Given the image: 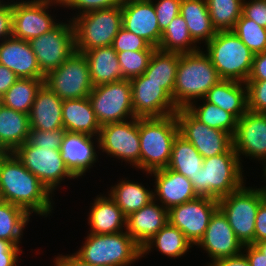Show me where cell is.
Returning <instances> with one entry per match:
<instances>
[{"mask_svg":"<svg viewBox=\"0 0 266 266\" xmlns=\"http://www.w3.org/2000/svg\"><path fill=\"white\" fill-rule=\"evenodd\" d=\"M53 197L13 152L0 161V200L45 218L54 210Z\"/></svg>","mask_w":266,"mask_h":266,"instance_id":"obj_1","label":"cell"},{"mask_svg":"<svg viewBox=\"0 0 266 266\" xmlns=\"http://www.w3.org/2000/svg\"><path fill=\"white\" fill-rule=\"evenodd\" d=\"M220 80L203 48L194 53L179 54L173 102L178 109L187 108L192 102L203 99Z\"/></svg>","mask_w":266,"mask_h":266,"instance_id":"obj_2","label":"cell"},{"mask_svg":"<svg viewBox=\"0 0 266 266\" xmlns=\"http://www.w3.org/2000/svg\"><path fill=\"white\" fill-rule=\"evenodd\" d=\"M243 167L233 146L226 153L203 159L192 182L197 196L218 200L237 190L247 179Z\"/></svg>","mask_w":266,"mask_h":266,"instance_id":"obj_3","label":"cell"},{"mask_svg":"<svg viewBox=\"0 0 266 266\" xmlns=\"http://www.w3.org/2000/svg\"><path fill=\"white\" fill-rule=\"evenodd\" d=\"M178 133L175 114L139 118L140 170L143 173L167 168L172 145Z\"/></svg>","mask_w":266,"mask_h":266,"instance_id":"obj_4","label":"cell"},{"mask_svg":"<svg viewBox=\"0 0 266 266\" xmlns=\"http://www.w3.org/2000/svg\"><path fill=\"white\" fill-rule=\"evenodd\" d=\"M82 244L75 254L94 266H131L142 258V248L126 230L113 234L88 233Z\"/></svg>","mask_w":266,"mask_h":266,"instance_id":"obj_5","label":"cell"},{"mask_svg":"<svg viewBox=\"0 0 266 266\" xmlns=\"http://www.w3.org/2000/svg\"><path fill=\"white\" fill-rule=\"evenodd\" d=\"M204 46L221 80L247 81L254 54L233 30L217 31Z\"/></svg>","mask_w":266,"mask_h":266,"instance_id":"obj_6","label":"cell"},{"mask_svg":"<svg viewBox=\"0 0 266 266\" xmlns=\"http://www.w3.org/2000/svg\"><path fill=\"white\" fill-rule=\"evenodd\" d=\"M245 185L218 199V208L243 246L254 244L256 215L260 203L266 198L262 188Z\"/></svg>","mask_w":266,"mask_h":266,"instance_id":"obj_7","label":"cell"},{"mask_svg":"<svg viewBox=\"0 0 266 266\" xmlns=\"http://www.w3.org/2000/svg\"><path fill=\"white\" fill-rule=\"evenodd\" d=\"M69 19L74 26L77 52L112 45L122 28L121 6L90 11Z\"/></svg>","mask_w":266,"mask_h":266,"instance_id":"obj_8","label":"cell"},{"mask_svg":"<svg viewBox=\"0 0 266 266\" xmlns=\"http://www.w3.org/2000/svg\"><path fill=\"white\" fill-rule=\"evenodd\" d=\"M13 153L52 195L66 178L77 179L67 168L60 149L40 148L26 141Z\"/></svg>","mask_w":266,"mask_h":266,"instance_id":"obj_9","label":"cell"},{"mask_svg":"<svg viewBox=\"0 0 266 266\" xmlns=\"http://www.w3.org/2000/svg\"><path fill=\"white\" fill-rule=\"evenodd\" d=\"M88 98L100 126L135 118L130 79L94 86Z\"/></svg>","mask_w":266,"mask_h":266,"instance_id":"obj_10","label":"cell"},{"mask_svg":"<svg viewBox=\"0 0 266 266\" xmlns=\"http://www.w3.org/2000/svg\"><path fill=\"white\" fill-rule=\"evenodd\" d=\"M44 84L62 100L88 97L94 86L85 55L75 51L62 65L45 75Z\"/></svg>","mask_w":266,"mask_h":266,"instance_id":"obj_11","label":"cell"},{"mask_svg":"<svg viewBox=\"0 0 266 266\" xmlns=\"http://www.w3.org/2000/svg\"><path fill=\"white\" fill-rule=\"evenodd\" d=\"M99 150L109 157L121 159L129 166L140 169L139 118L101 126L99 132Z\"/></svg>","mask_w":266,"mask_h":266,"instance_id":"obj_12","label":"cell"},{"mask_svg":"<svg viewBox=\"0 0 266 266\" xmlns=\"http://www.w3.org/2000/svg\"><path fill=\"white\" fill-rule=\"evenodd\" d=\"M59 22L53 29L29 40L41 72L46 75L62 65L75 51V33L72 20Z\"/></svg>","mask_w":266,"mask_h":266,"instance_id":"obj_13","label":"cell"},{"mask_svg":"<svg viewBox=\"0 0 266 266\" xmlns=\"http://www.w3.org/2000/svg\"><path fill=\"white\" fill-rule=\"evenodd\" d=\"M52 6L62 7L60 0H12V36L29 41L53 29L59 21L49 13Z\"/></svg>","mask_w":266,"mask_h":266,"instance_id":"obj_14","label":"cell"},{"mask_svg":"<svg viewBox=\"0 0 266 266\" xmlns=\"http://www.w3.org/2000/svg\"><path fill=\"white\" fill-rule=\"evenodd\" d=\"M179 134L187 139L204 159L226 153L232 146V136L201 123L186 108L175 113Z\"/></svg>","mask_w":266,"mask_h":266,"instance_id":"obj_15","label":"cell"},{"mask_svg":"<svg viewBox=\"0 0 266 266\" xmlns=\"http://www.w3.org/2000/svg\"><path fill=\"white\" fill-rule=\"evenodd\" d=\"M218 209V200L196 197L193 200L171 207L169 223L177 227L194 246L202 239L211 216Z\"/></svg>","mask_w":266,"mask_h":266,"instance_id":"obj_16","label":"cell"},{"mask_svg":"<svg viewBox=\"0 0 266 266\" xmlns=\"http://www.w3.org/2000/svg\"><path fill=\"white\" fill-rule=\"evenodd\" d=\"M232 140L233 149L241 164V156H245V159H256L262 166L266 164V117L263 113L248 110L242 115L237 120Z\"/></svg>","mask_w":266,"mask_h":266,"instance_id":"obj_17","label":"cell"},{"mask_svg":"<svg viewBox=\"0 0 266 266\" xmlns=\"http://www.w3.org/2000/svg\"><path fill=\"white\" fill-rule=\"evenodd\" d=\"M130 82L135 117H164L177 112L172 97L161 84L150 81L144 74L130 79Z\"/></svg>","mask_w":266,"mask_h":266,"instance_id":"obj_18","label":"cell"},{"mask_svg":"<svg viewBox=\"0 0 266 266\" xmlns=\"http://www.w3.org/2000/svg\"><path fill=\"white\" fill-rule=\"evenodd\" d=\"M196 246L203 248L211 258L206 266L218 259L238 255L243 250L242 243L236 238L227 217L219 208L211 216L205 234Z\"/></svg>","mask_w":266,"mask_h":266,"instance_id":"obj_19","label":"cell"},{"mask_svg":"<svg viewBox=\"0 0 266 266\" xmlns=\"http://www.w3.org/2000/svg\"><path fill=\"white\" fill-rule=\"evenodd\" d=\"M122 27L158 48L162 37L151 0H124L121 5Z\"/></svg>","mask_w":266,"mask_h":266,"instance_id":"obj_20","label":"cell"},{"mask_svg":"<svg viewBox=\"0 0 266 266\" xmlns=\"http://www.w3.org/2000/svg\"><path fill=\"white\" fill-rule=\"evenodd\" d=\"M96 149H99L98 137L82 133H65L60 152L67 168L77 180L86 175L93 165L95 166L99 156Z\"/></svg>","mask_w":266,"mask_h":266,"instance_id":"obj_21","label":"cell"},{"mask_svg":"<svg viewBox=\"0 0 266 266\" xmlns=\"http://www.w3.org/2000/svg\"><path fill=\"white\" fill-rule=\"evenodd\" d=\"M146 175L155 178L153 199L168 210L173 206L183 204L198 197L192 182L174 170L164 168L146 173Z\"/></svg>","mask_w":266,"mask_h":266,"instance_id":"obj_22","label":"cell"},{"mask_svg":"<svg viewBox=\"0 0 266 266\" xmlns=\"http://www.w3.org/2000/svg\"><path fill=\"white\" fill-rule=\"evenodd\" d=\"M0 64L13 71L18 78H45L29 42L13 36L0 42Z\"/></svg>","mask_w":266,"mask_h":266,"instance_id":"obj_23","label":"cell"},{"mask_svg":"<svg viewBox=\"0 0 266 266\" xmlns=\"http://www.w3.org/2000/svg\"><path fill=\"white\" fill-rule=\"evenodd\" d=\"M168 222V209L153 199L140 210L127 216L126 231L143 248Z\"/></svg>","mask_w":266,"mask_h":266,"instance_id":"obj_24","label":"cell"},{"mask_svg":"<svg viewBox=\"0 0 266 266\" xmlns=\"http://www.w3.org/2000/svg\"><path fill=\"white\" fill-rule=\"evenodd\" d=\"M62 105L63 100L43 83L28 114L30 129L46 131L64 128Z\"/></svg>","mask_w":266,"mask_h":266,"instance_id":"obj_25","label":"cell"},{"mask_svg":"<svg viewBox=\"0 0 266 266\" xmlns=\"http://www.w3.org/2000/svg\"><path fill=\"white\" fill-rule=\"evenodd\" d=\"M90 203L87 233L113 234L126 230V216L109 195H97Z\"/></svg>","mask_w":266,"mask_h":266,"instance_id":"obj_26","label":"cell"},{"mask_svg":"<svg viewBox=\"0 0 266 266\" xmlns=\"http://www.w3.org/2000/svg\"><path fill=\"white\" fill-rule=\"evenodd\" d=\"M62 120L66 132L99 136L101 126L88 97L63 100Z\"/></svg>","mask_w":266,"mask_h":266,"instance_id":"obj_27","label":"cell"},{"mask_svg":"<svg viewBox=\"0 0 266 266\" xmlns=\"http://www.w3.org/2000/svg\"><path fill=\"white\" fill-rule=\"evenodd\" d=\"M204 99L231 113L237 120L248 111L246 83L220 80L209 89Z\"/></svg>","mask_w":266,"mask_h":266,"instance_id":"obj_28","label":"cell"},{"mask_svg":"<svg viewBox=\"0 0 266 266\" xmlns=\"http://www.w3.org/2000/svg\"><path fill=\"white\" fill-rule=\"evenodd\" d=\"M83 53L89 65L93 86L123 80L117 52L112 45L97 47Z\"/></svg>","mask_w":266,"mask_h":266,"instance_id":"obj_29","label":"cell"},{"mask_svg":"<svg viewBox=\"0 0 266 266\" xmlns=\"http://www.w3.org/2000/svg\"><path fill=\"white\" fill-rule=\"evenodd\" d=\"M180 15L185 19L189 33L197 44H207L216 35L217 30L213 27L206 0H182Z\"/></svg>","mask_w":266,"mask_h":266,"instance_id":"obj_30","label":"cell"},{"mask_svg":"<svg viewBox=\"0 0 266 266\" xmlns=\"http://www.w3.org/2000/svg\"><path fill=\"white\" fill-rule=\"evenodd\" d=\"M30 121L28 114L0 106V142L9 152H14L28 141Z\"/></svg>","mask_w":266,"mask_h":266,"instance_id":"obj_31","label":"cell"},{"mask_svg":"<svg viewBox=\"0 0 266 266\" xmlns=\"http://www.w3.org/2000/svg\"><path fill=\"white\" fill-rule=\"evenodd\" d=\"M126 179L122 178L114 186L111 185L107 193L127 217L153 200V190L145 188L142 183Z\"/></svg>","mask_w":266,"mask_h":266,"instance_id":"obj_32","label":"cell"},{"mask_svg":"<svg viewBox=\"0 0 266 266\" xmlns=\"http://www.w3.org/2000/svg\"><path fill=\"white\" fill-rule=\"evenodd\" d=\"M157 249L161 255L179 258L194 247L185 235L169 222L162 227L142 248V257Z\"/></svg>","mask_w":266,"mask_h":266,"instance_id":"obj_33","label":"cell"},{"mask_svg":"<svg viewBox=\"0 0 266 266\" xmlns=\"http://www.w3.org/2000/svg\"><path fill=\"white\" fill-rule=\"evenodd\" d=\"M179 64V53L164 52L156 49L150 59L144 75L161 84V87L172 97L176 81L177 68Z\"/></svg>","mask_w":266,"mask_h":266,"instance_id":"obj_34","label":"cell"},{"mask_svg":"<svg viewBox=\"0 0 266 266\" xmlns=\"http://www.w3.org/2000/svg\"><path fill=\"white\" fill-rule=\"evenodd\" d=\"M203 159L197 149L178 133L172 145L167 168L181 173L193 182L199 169H202Z\"/></svg>","mask_w":266,"mask_h":266,"instance_id":"obj_35","label":"cell"},{"mask_svg":"<svg viewBox=\"0 0 266 266\" xmlns=\"http://www.w3.org/2000/svg\"><path fill=\"white\" fill-rule=\"evenodd\" d=\"M159 50L172 53H194L201 47L192 39L185 19L177 15L162 32Z\"/></svg>","mask_w":266,"mask_h":266,"instance_id":"obj_36","label":"cell"},{"mask_svg":"<svg viewBox=\"0 0 266 266\" xmlns=\"http://www.w3.org/2000/svg\"><path fill=\"white\" fill-rule=\"evenodd\" d=\"M30 215L21 207L0 200V239L20 246Z\"/></svg>","mask_w":266,"mask_h":266,"instance_id":"obj_37","label":"cell"},{"mask_svg":"<svg viewBox=\"0 0 266 266\" xmlns=\"http://www.w3.org/2000/svg\"><path fill=\"white\" fill-rule=\"evenodd\" d=\"M198 101H202V104H199ZM186 109L201 123L214 129L223 130L233 137L237 119L231 113L204 98L192 102Z\"/></svg>","mask_w":266,"mask_h":266,"instance_id":"obj_38","label":"cell"},{"mask_svg":"<svg viewBox=\"0 0 266 266\" xmlns=\"http://www.w3.org/2000/svg\"><path fill=\"white\" fill-rule=\"evenodd\" d=\"M44 79L18 78L1 97L2 105L29 114Z\"/></svg>","mask_w":266,"mask_h":266,"instance_id":"obj_39","label":"cell"},{"mask_svg":"<svg viewBox=\"0 0 266 266\" xmlns=\"http://www.w3.org/2000/svg\"><path fill=\"white\" fill-rule=\"evenodd\" d=\"M213 27L217 31L233 30L242 15L243 0H206Z\"/></svg>","mask_w":266,"mask_h":266,"instance_id":"obj_40","label":"cell"},{"mask_svg":"<svg viewBox=\"0 0 266 266\" xmlns=\"http://www.w3.org/2000/svg\"><path fill=\"white\" fill-rule=\"evenodd\" d=\"M233 31L254 55L266 51V28L252 19L241 15Z\"/></svg>","mask_w":266,"mask_h":266,"instance_id":"obj_41","label":"cell"},{"mask_svg":"<svg viewBox=\"0 0 266 266\" xmlns=\"http://www.w3.org/2000/svg\"><path fill=\"white\" fill-rule=\"evenodd\" d=\"M155 50L117 52L124 79H132L144 74Z\"/></svg>","mask_w":266,"mask_h":266,"instance_id":"obj_42","label":"cell"},{"mask_svg":"<svg viewBox=\"0 0 266 266\" xmlns=\"http://www.w3.org/2000/svg\"><path fill=\"white\" fill-rule=\"evenodd\" d=\"M112 47L116 52L123 51H140V50H156L145 39L136 34L121 28L115 36Z\"/></svg>","mask_w":266,"mask_h":266,"instance_id":"obj_43","label":"cell"},{"mask_svg":"<svg viewBox=\"0 0 266 266\" xmlns=\"http://www.w3.org/2000/svg\"><path fill=\"white\" fill-rule=\"evenodd\" d=\"M65 133L64 128L46 131L30 129L28 142L40 148L60 149Z\"/></svg>","mask_w":266,"mask_h":266,"instance_id":"obj_44","label":"cell"},{"mask_svg":"<svg viewBox=\"0 0 266 266\" xmlns=\"http://www.w3.org/2000/svg\"><path fill=\"white\" fill-rule=\"evenodd\" d=\"M64 8L75 10V16H79L90 11H95L99 9H106L111 7L121 6L124 0H60Z\"/></svg>","mask_w":266,"mask_h":266,"instance_id":"obj_45","label":"cell"},{"mask_svg":"<svg viewBox=\"0 0 266 266\" xmlns=\"http://www.w3.org/2000/svg\"><path fill=\"white\" fill-rule=\"evenodd\" d=\"M248 110L264 113L266 111V80H247Z\"/></svg>","mask_w":266,"mask_h":266,"instance_id":"obj_46","label":"cell"},{"mask_svg":"<svg viewBox=\"0 0 266 266\" xmlns=\"http://www.w3.org/2000/svg\"><path fill=\"white\" fill-rule=\"evenodd\" d=\"M154 5L160 31L163 32L169 23L180 14L182 0H151Z\"/></svg>","mask_w":266,"mask_h":266,"instance_id":"obj_47","label":"cell"},{"mask_svg":"<svg viewBox=\"0 0 266 266\" xmlns=\"http://www.w3.org/2000/svg\"><path fill=\"white\" fill-rule=\"evenodd\" d=\"M242 15L266 28V0H243Z\"/></svg>","mask_w":266,"mask_h":266,"instance_id":"obj_48","label":"cell"},{"mask_svg":"<svg viewBox=\"0 0 266 266\" xmlns=\"http://www.w3.org/2000/svg\"><path fill=\"white\" fill-rule=\"evenodd\" d=\"M12 23V0H0V42L12 37Z\"/></svg>","mask_w":266,"mask_h":266,"instance_id":"obj_49","label":"cell"},{"mask_svg":"<svg viewBox=\"0 0 266 266\" xmlns=\"http://www.w3.org/2000/svg\"><path fill=\"white\" fill-rule=\"evenodd\" d=\"M266 240V198L260 203L256 219L254 243Z\"/></svg>","mask_w":266,"mask_h":266,"instance_id":"obj_50","label":"cell"},{"mask_svg":"<svg viewBox=\"0 0 266 266\" xmlns=\"http://www.w3.org/2000/svg\"><path fill=\"white\" fill-rule=\"evenodd\" d=\"M247 80H266V51L254 55Z\"/></svg>","mask_w":266,"mask_h":266,"instance_id":"obj_51","label":"cell"},{"mask_svg":"<svg viewBox=\"0 0 266 266\" xmlns=\"http://www.w3.org/2000/svg\"><path fill=\"white\" fill-rule=\"evenodd\" d=\"M242 252L246 255L250 266H266V256L254 245H244Z\"/></svg>","mask_w":266,"mask_h":266,"instance_id":"obj_52","label":"cell"},{"mask_svg":"<svg viewBox=\"0 0 266 266\" xmlns=\"http://www.w3.org/2000/svg\"><path fill=\"white\" fill-rule=\"evenodd\" d=\"M16 74L0 64V97L17 81Z\"/></svg>","mask_w":266,"mask_h":266,"instance_id":"obj_53","label":"cell"},{"mask_svg":"<svg viewBox=\"0 0 266 266\" xmlns=\"http://www.w3.org/2000/svg\"><path fill=\"white\" fill-rule=\"evenodd\" d=\"M53 263L54 266H94L89 263H86L79 256H77L75 252L72 253L71 255L59 254L58 256L55 257Z\"/></svg>","mask_w":266,"mask_h":266,"instance_id":"obj_54","label":"cell"},{"mask_svg":"<svg viewBox=\"0 0 266 266\" xmlns=\"http://www.w3.org/2000/svg\"><path fill=\"white\" fill-rule=\"evenodd\" d=\"M210 266H250V264L246 258V255L241 252L235 256L218 259Z\"/></svg>","mask_w":266,"mask_h":266,"instance_id":"obj_55","label":"cell"},{"mask_svg":"<svg viewBox=\"0 0 266 266\" xmlns=\"http://www.w3.org/2000/svg\"><path fill=\"white\" fill-rule=\"evenodd\" d=\"M19 254L23 253H0V266H18Z\"/></svg>","mask_w":266,"mask_h":266,"instance_id":"obj_56","label":"cell"},{"mask_svg":"<svg viewBox=\"0 0 266 266\" xmlns=\"http://www.w3.org/2000/svg\"><path fill=\"white\" fill-rule=\"evenodd\" d=\"M19 247L10 241L0 239V253H22L23 251Z\"/></svg>","mask_w":266,"mask_h":266,"instance_id":"obj_57","label":"cell"},{"mask_svg":"<svg viewBox=\"0 0 266 266\" xmlns=\"http://www.w3.org/2000/svg\"><path fill=\"white\" fill-rule=\"evenodd\" d=\"M254 245L259 249V251L266 256V240L254 243Z\"/></svg>","mask_w":266,"mask_h":266,"instance_id":"obj_58","label":"cell"},{"mask_svg":"<svg viewBox=\"0 0 266 266\" xmlns=\"http://www.w3.org/2000/svg\"><path fill=\"white\" fill-rule=\"evenodd\" d=\"M10 152L6 147L0 142V161L5 158Z\"/></svg>","mask_w":266,"mask_h":266,"instance_id":"obj_59","label":"cell"},{"mask_svg":"<svg viewBox=\"0 0 266 266\" xmlns=\"http://www.w3.org/2000/svg\"><path fill=\"white\" fill-rule=\"evenodd\" d=\"M263 177H264V181H265V183H266V164L263 166ZM261 188L263 189V191H264V194H265V196H266V186L264 185V186H261Z\"/></svg>","mask_w":266,"mask_h":266,"instance_id":"obj_60","label":"cell"}]
</instances>
